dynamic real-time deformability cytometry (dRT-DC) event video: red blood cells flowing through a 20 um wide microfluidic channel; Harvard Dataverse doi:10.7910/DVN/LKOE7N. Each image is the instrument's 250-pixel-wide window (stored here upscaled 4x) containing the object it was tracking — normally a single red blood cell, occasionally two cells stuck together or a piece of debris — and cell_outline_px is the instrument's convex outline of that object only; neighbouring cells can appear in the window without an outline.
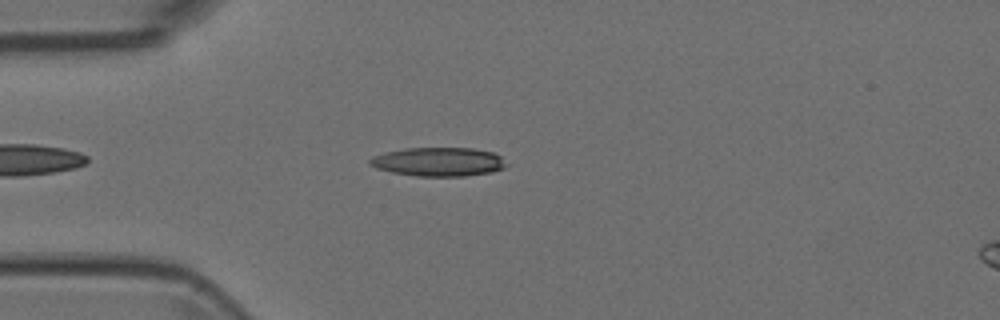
{"species": "Egyptian fruit bat (a non-hibernating species)", "species_latin": "Rousettus aegyptiacus", "temperature_condition": "room temperature", "stored_images_in_passage": 5, "camera_frame_rate_fps": 3000, "um_per_image_px": 0.085, "animal": {"sex": "female"}, "frame": {"image": 1, "passage_image": 4, "time_ms": 1.0, "image_size_px": [1000, 320], "cell_outline_px": [[508, 164], [504, 168], [492, 172], [464, 176], [416, 176], [392, 172], [376, 168], [368, 164], [368, 160], [372, 156], [384, 152], [404, 148], [472, 148], [492, 152], [500, 156]], "centroid_in_image_um": [37.25, 13.75], "position_along_channel_um": 47.8, "area_um2": 23.06}}